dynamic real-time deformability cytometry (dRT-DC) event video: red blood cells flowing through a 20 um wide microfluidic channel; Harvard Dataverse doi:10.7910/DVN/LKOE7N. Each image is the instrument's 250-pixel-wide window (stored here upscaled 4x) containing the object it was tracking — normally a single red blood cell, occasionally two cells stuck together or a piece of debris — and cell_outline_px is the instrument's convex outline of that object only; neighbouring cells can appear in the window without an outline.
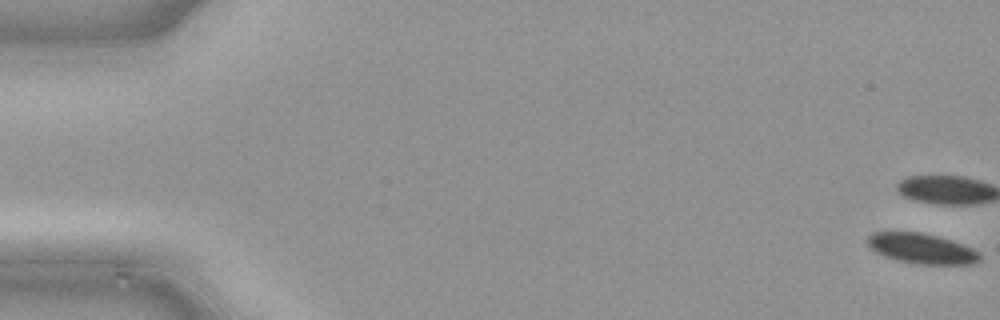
{"species": "common noctule bat (a hibernating species)", "species_latin": "Nyctalus noctula", "temperature_condition": "cold", "stored_images_in_passage": 50, "camera_frame_rate_fps": 3000, "um_per_image_px": 0.085, "animal": {"sex": "male", "body_mass_g": 21.5, "forearm_length_mm": 52.0}, "frame": {"image": 1, "passage_image": 1, "time_ms": 0.0, "image_size_px": [1000, 320], "cell_outline_px": [[980, 260], [972, 264], [920, 264], [896, 260], [884, 256], [868, 248], [864, 240], [872, 232], [920, 232], [952, 240], [972, 248], [980, 252]], "centroid_in_image_um": [78.29, 21.12], "position_along_channel_um": 6.7, "area_um2": 19.94}}
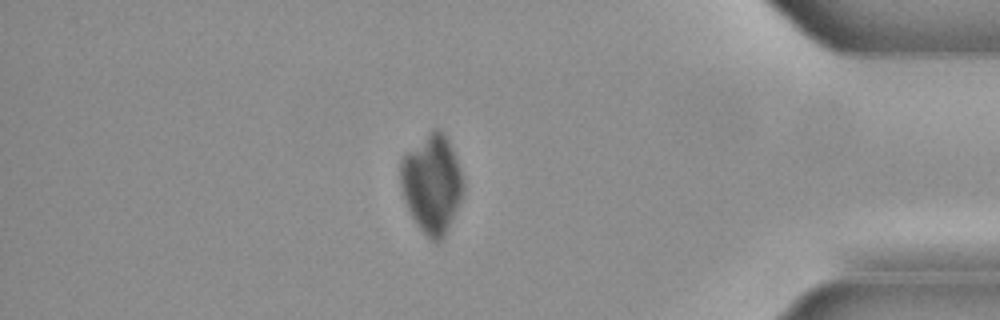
{"frame": {"image": 2, "passage_image": 43, "time_ms": 14.0, "image_size_px": [1000, 320], "cell_outline_px": [[464, 192], [456, 212], [444, 240], [436, 244], [416, 224], [404, 200], [400, 184], [400, 160], [432, 128], [436, 128], [444, 136], [456, 160], [464, 184]], "centroid_in_image_um": [36.7, 15.7], "position_along_channel_um": 398.5, "area_um2": 35.6}}
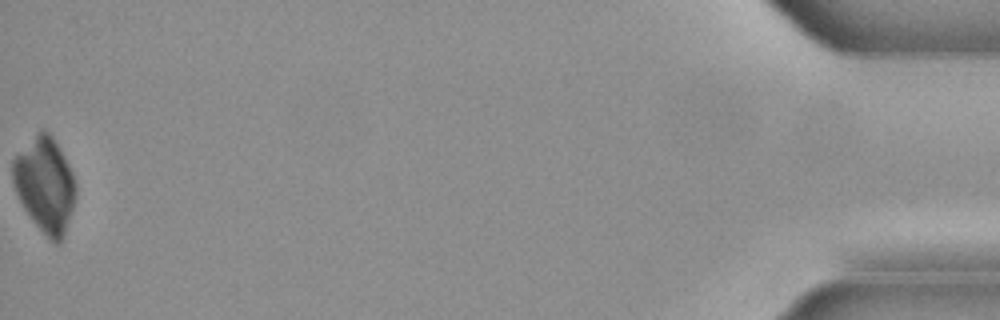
{"frame": {"image": 3, "passage_image": 50, "time_ms": 16.333, "image_size_px": [1000, 320], "cell_outline_px": [[76, 196], [64, 236], [60, 244], [56, 244], [36, 224], [24, 208], [16, 192], [12, 180], [12, 160], [36, 132], [40, 128], [44, 128], [52, 136], [64, 156], [72, 172], [76, 184]], "centroid_in_image_um": [3.82, 15.67], "position_along_channel_um": 431.4, "area_um2": 34.51}}